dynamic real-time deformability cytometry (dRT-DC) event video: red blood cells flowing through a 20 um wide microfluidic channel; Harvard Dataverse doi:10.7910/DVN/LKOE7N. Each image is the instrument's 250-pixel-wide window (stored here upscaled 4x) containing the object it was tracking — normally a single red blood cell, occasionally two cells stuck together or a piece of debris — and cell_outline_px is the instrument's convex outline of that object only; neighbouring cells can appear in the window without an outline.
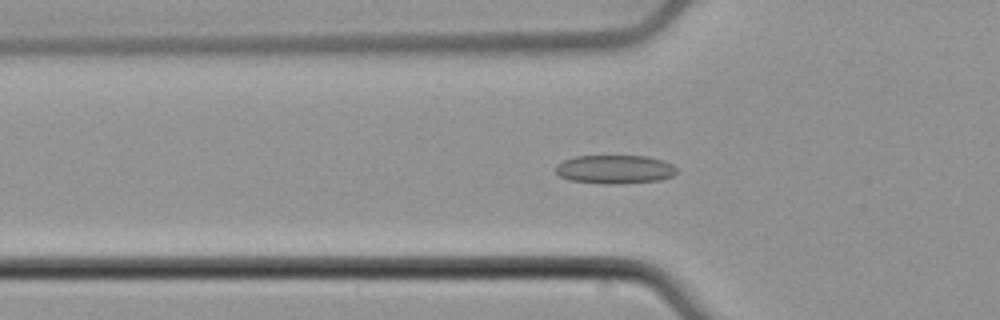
{"species": "common noctule bat (a hibernating species)", "species_latin": "Nyctalus noctula", "temperature_condition": "cold", "stored_images_in_passage": 47, "camera_frame_rate_fps": 3000, "um_per_image_px": 0.085, "animal": {"sex": "male", "body_mass_g": 21.5, "forearm_length_mm": 52.0}, "frame": {"image": 1, "passage_image": 12, "time_ms": 3.667, "image_size_px": [1000, 320], "cell_outline_px": [[676, 172], [672, 176], [660, 180], [624, 184], [604, 184], [568, 180], [560, 176], [556, 172], [556, 164], [564, 160], [576, 156], [648, 156], [664, 160], [672, 164], [676, 168]], "centroid_in_image_um": [52.26, 14.4], "position_along_channel_um": 73.5, "area_um2": 20.4}}
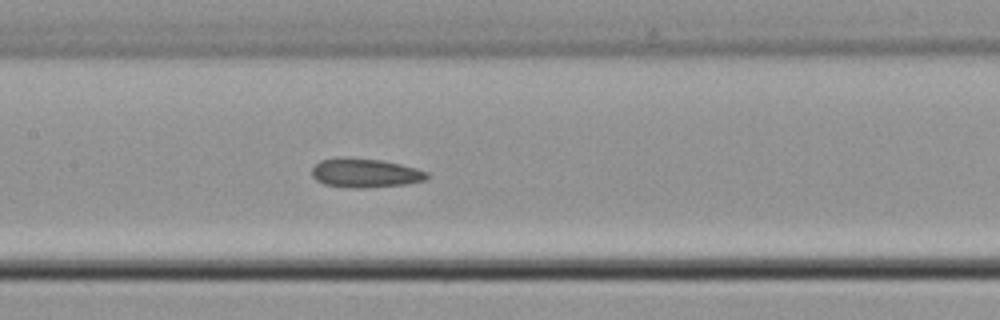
{"frame": {"image": 2, "passage_image": 20, "time_ms": 6.333, "image_size_px": [1000, 320], "cell_outline_px": [[428, 176], [424, 180], [408, 184], [364, 188], [352, 188], [324, 184], [316, 180], [312, 176], [312, 168], [320, 160], [380, 160], [400, 164], [416, 168], [428, 172]], "centroid_in_image_um": [31.08, 14.75], "position_along_channel_um": 176.3, "area_um2": 18.73}}
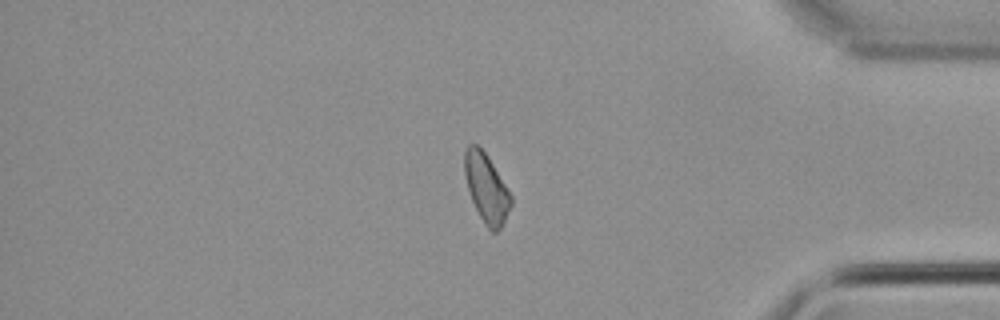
{"frame": {"image": 3, "passage_image": 39, "time_ms": 12.667, "image_size_px": [1000, 320], "cell_outline_px": [[512, 204], [500, 228], [496, 232], [492, 232], [488, 228], [480, 216], [472, 200], [468, 188], [464, 172], [464, 152], [468, 144], [476, 144], [488, 156], [512, 196]], "centroid_in_image_um": [41.34, 15.96], "position_along_channel_um": 393.9, "area_um2": 18.26}, "authors_computed_cell_mechanics": {"area_um2": 19.1896, "velocity_mm_per_s": 3.8766, "shape_relaxation_time_tau1_ms": null, "shape_relaxation_time_tau2_ms": 4.7231, "deformation_change_tau1": null, "deformation_change_tau2": 0.1292}}